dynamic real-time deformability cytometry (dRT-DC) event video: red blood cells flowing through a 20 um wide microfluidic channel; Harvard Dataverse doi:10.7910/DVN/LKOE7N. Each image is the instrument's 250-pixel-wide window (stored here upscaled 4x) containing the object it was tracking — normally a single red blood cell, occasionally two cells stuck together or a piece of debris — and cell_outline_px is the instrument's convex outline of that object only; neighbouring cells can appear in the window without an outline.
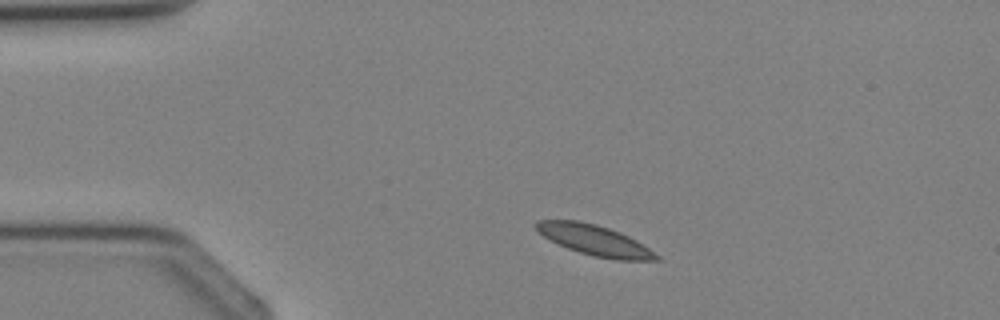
{"species": "Egyptian fruit bat (a non-hibernating species)", "species_latin": "Rousettus aegyptiacus", "temperature_condition": "cold", "stored_images_in_passage": 3, "camera_frame_rate_fps": 3000, "um_per_image_px": 0.085, "animal": {"sex": "female"}, "frame": {"image": 1, "passage_image": 1, "time_ms": 0.0, "image_size_px": [1000, 320], "cell_outline_px": [[660, 260], [616, 260], [592, 256], [568, 248], [544, 236], [532, 224], [536, 220], [576, 220], [596, 224], [620, 232], [636, 240], [660, 256]], "centroid_in_image_um": [50.55, 20.41], "position_along_channel_um": 34.5, "area_um2": 21.1}}
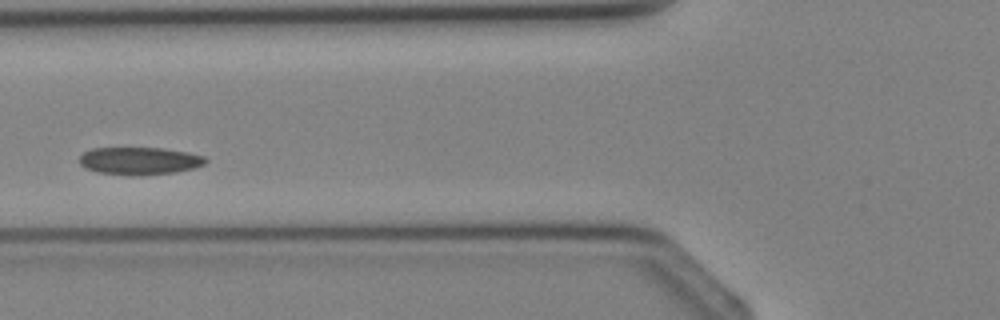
{"frame": {"image": 2, "passage_image": 3, "time_ms": 2.333, "image_size_px": [1000, 320], "cell_outline_px": [[208, 160], [204, 164], [192, 168], [176, 172], [140, 176], [132, 176], [96, 172], [84, 168], [80, 164], [80, 156], [84, 152], [92, 148], [164, 148], [188, 152], [204, 156]], "centroid_in_image_um": [11.84, 13.68], "position_along_channel_um": 114.0, "area_um2": 20.46}}